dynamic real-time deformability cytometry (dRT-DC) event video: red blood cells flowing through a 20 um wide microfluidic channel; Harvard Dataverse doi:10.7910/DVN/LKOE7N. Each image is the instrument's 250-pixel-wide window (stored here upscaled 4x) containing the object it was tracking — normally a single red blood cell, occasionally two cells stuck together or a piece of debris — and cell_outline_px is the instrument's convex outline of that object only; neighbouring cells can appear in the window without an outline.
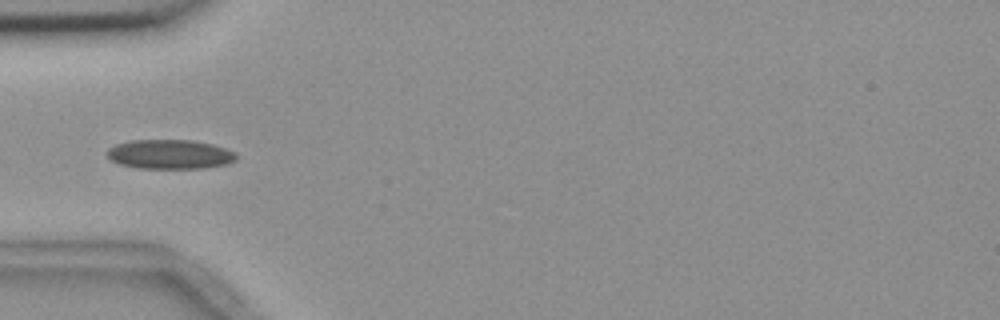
{"species": "common noctule bat (a hibernating species)", "species_latin": "Nyctalus noctula", "temperature_condition": "room temperature", "stored_images_in_passage": 9, "camera_frame_rate_fps": 3000, "um_per_image_px": 0.085, "animal": {"sex": "female", "body_mass_g": 18.4}, "frame": {"image": 1, "passage_image": 4, "time_ms": 3.333, "image_size_px": [1000, 320], "cell_outline_px": [[236, 160], [228, 164], [204, 168], [136, 168], [120, 164], [112, 160], [104, 152], [108, 148], [116, 144], [128, 140], [192, 140], [212, 144], [236, 152]], "centroid_in_image_um": [14.42, 13.11], "position_along_channel_um": 70.6, "area_um2": 22.25}}
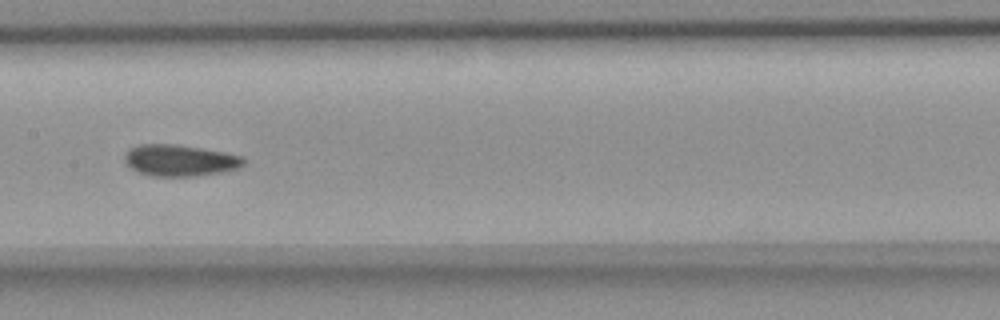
{"frame": {"image": 2, "passage_image": 7, "time_ms": 6.667, "image_size_px": [1000, 320], "cell_outline_px": [[244, 164], [240, 168], [224, 172], [196, 176], [152, 176], [140, 172], [124, 164], [124, 156], [128, 148], [140, 144], [172, 144], [200, 148], [224, 152], [244, 156]], "centroid_in_image_um": [15.29, 13.63], "position_along_channel_um": 192.1, "area_um2": 21.96}}
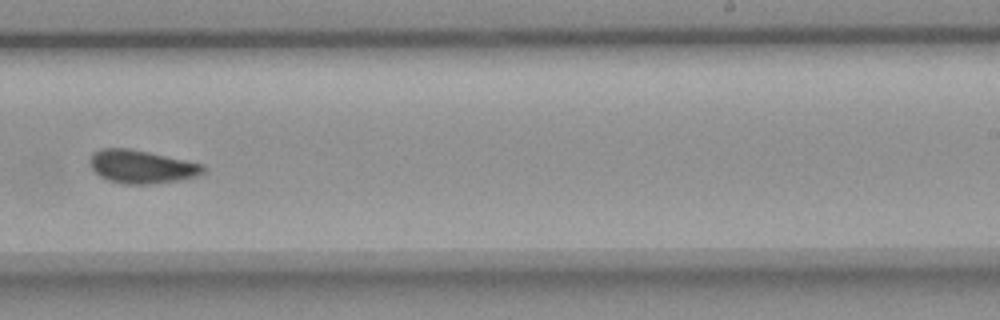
{"frame": {"image": 3, "passage_image": 9, "time_ms": 9.0, "image_size_px": [1000, 320], "cell_outline_px": [[204, 172], [196, 176], [176, 180], [152, 184], [124, 184], [108, 180], [100, 176], [92, 168], [88, 160], [92, 152], [104, 148], [128, 148], [148, 152], [204, 164]], "centroid_in_image_um": [12.0, 14.16], "position_along_channel_um": 277.0, "area_um2": 21.79}}